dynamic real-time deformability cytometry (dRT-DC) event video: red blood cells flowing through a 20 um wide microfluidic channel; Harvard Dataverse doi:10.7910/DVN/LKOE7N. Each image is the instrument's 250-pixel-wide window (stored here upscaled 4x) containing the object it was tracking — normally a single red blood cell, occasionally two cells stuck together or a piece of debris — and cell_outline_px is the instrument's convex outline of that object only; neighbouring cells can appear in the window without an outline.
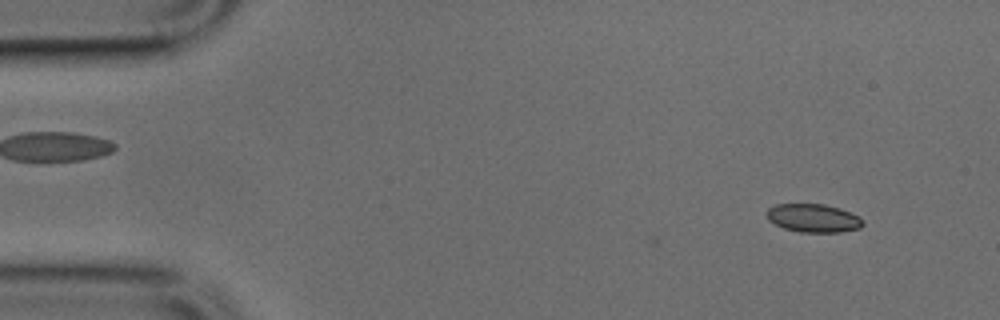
{"species": "common noctule bat (a hibernating species)", "species_latin": "Nyctalus noctula", "temperature_condition": "cold", "stored_images_in_passage": 44, "camera_frame_rate_fps": 3000, "um_per_image_px": 0.085, "animal": {"sex": "male", "body_mass_g": 17.9, "forearm_length_mm": 54.2}, "frame": {"image": 1, "passage_image": 1, "time_ms": 0.0, "image_size_px": [1000, 320], "cell_outline_px": [[864, 224], [860, 228], [840, 232], [800, 232], [784, 228], [768, 220], [768, 208], [776, 204], [824, 204], [840, 208], [860, 216], [864, 220]], "centroid_in_image_um": [69.18, 18.54], "position_along_channel_um": 15.8, "area_um2": 15.9}}
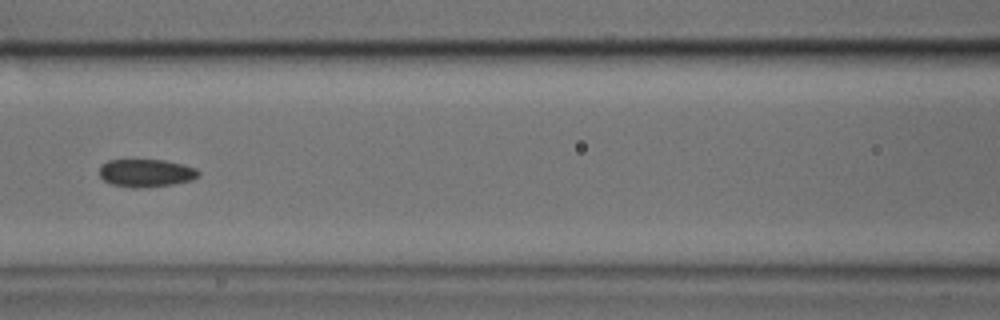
{"frame": {"image": 2, "passage_image": 18, "time_ms": 5.667, "image_size_px": [1000, 320], "cell_outline_px": [[200, 176], [192, 180], [172, 184], [136, 188], [132, 188], [112, 184], [104, 180], [100, 176], [100, 164], [108, 160], [164, 160], [184, 164], [196, 168], [200, 172]], "centroid_in_image_um": [12.43, 14.7], "position_along_channel_um": 154.2, "area_um2": 16.13}}
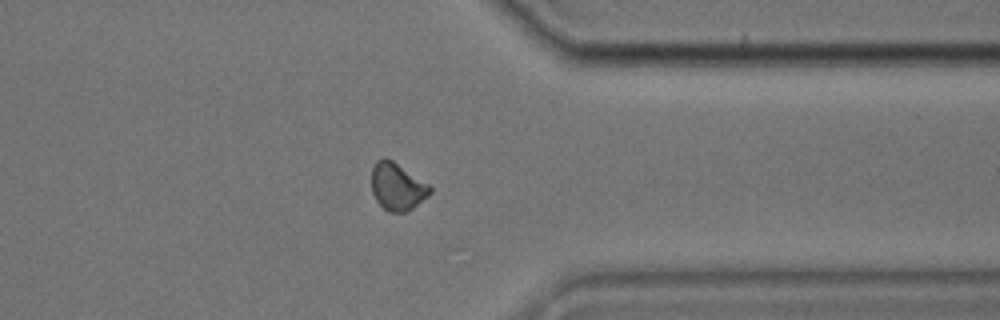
{"frame": {"image": 3, "passage_image": 35, "time_ms": 11.333, "image_size_px": [1000, 320], "cell_outline_px": [[432, 192], [428, 196], [412, 208], [404, 212], [388, 212], [376, 200], [372, 192], [372, 168], [376, 160], [384, 156], [392, 160], [428, 184], [432, 188]], "centroid_in_image_um": [33.75, 15.85], "position_along_channel_um": 377.7, "area_um2": 16.01}}